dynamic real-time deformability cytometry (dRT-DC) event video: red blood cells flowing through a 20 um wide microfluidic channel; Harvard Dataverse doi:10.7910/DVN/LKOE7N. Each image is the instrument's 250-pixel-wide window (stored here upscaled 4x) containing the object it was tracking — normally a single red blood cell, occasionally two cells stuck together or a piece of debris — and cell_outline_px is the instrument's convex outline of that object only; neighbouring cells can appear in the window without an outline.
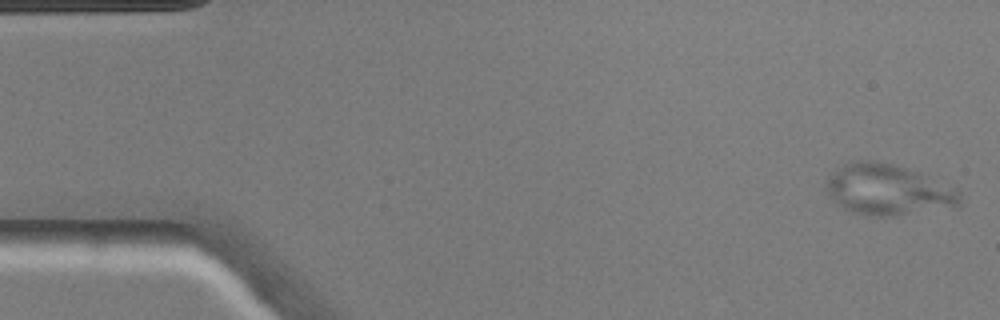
{"species": "common noctule bat (a hibernating species)", "species_latin": "Nyctalus noctula", "temperature_condition": "warm", "stored_images_in_passage": 49, "camera_frame_rate_fps": 3000, "um_per_image_px": 0.085, "animal": {"sex": "male", "body_mass_g": 20.5, "forearm_length_mm": 52.5}, "frame": {"image": 1, "passage_image": 1, "time_ms": 0.0, "image_size_px": [1000, 320], "cell_outline_px": [[960, 204], [956, 208], [892, 216], [864, 216], [852, 212], [844, 208], [824, 188], [824, 184], [832, 172], [844, 164], [852, 160], [872, 160], [892, 164], [920, 172], [956, 188], [960, 192]], "centroid_in_image_um": [75.51, 16.14], "position_along_channel_um": 9.5, "area_um2": 39.94}}
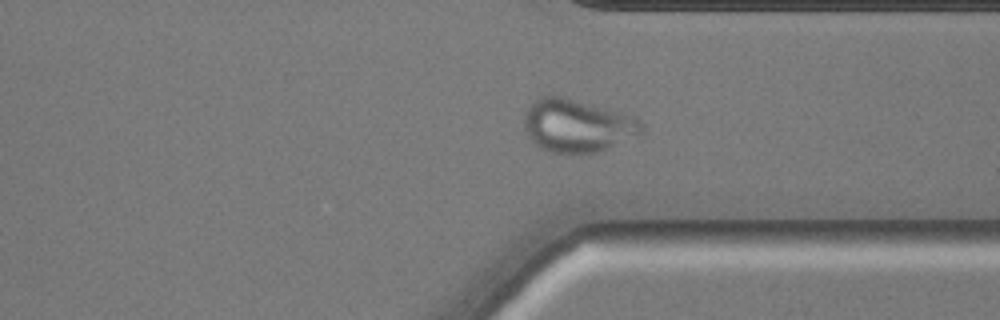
{"frame": {"image": 2, "passage_image": 36, "time_ms": 11.667, "image_size_px": [1000, 320], "cell_outline_px": [[644, 132], [636, 136], [608, 148], [596, 152], [548, 152], [540, 148], [528, 136], [524, 128], [524, 116], [528, 108], [540, 96], [560, 96], [608, 108], [636, 116], [644, 124]], "centroid_in_image_um": [49.1, 10.67], "position_along_channel_um": 362.3, "area_um2": 36.07}}
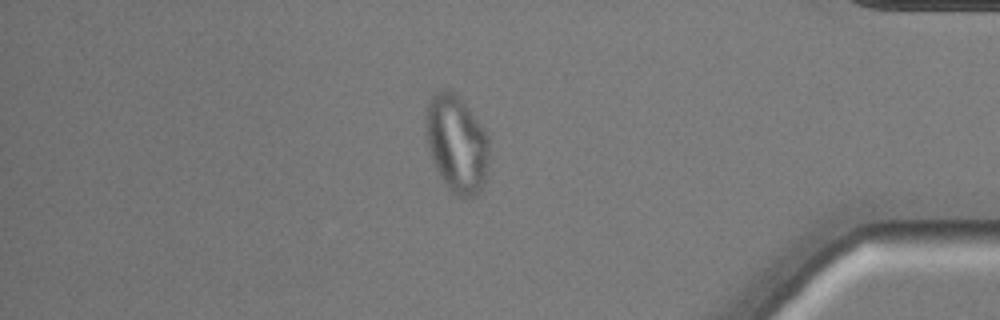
{"frame": {"image": 3, "passage_image": 41, "time_ms": 13.333, "image_size_px": [1000, 320], "cell_outline_px": [[488, 164], [484, 184], [476, 196], [456, 196], [448, 188], [440, 176], [432, 160], [428, 148], [424, 132], [424, 120], [428, 104], [432, 96], [436, 92], [444, 88], [448, 88], [456, 92], [460, 96], [484, 128], [488, 136]], "centroid_in_image_um": [38.8, 12.17], "position_along_channel_um": 396.4, "area_um2": 36.41}}